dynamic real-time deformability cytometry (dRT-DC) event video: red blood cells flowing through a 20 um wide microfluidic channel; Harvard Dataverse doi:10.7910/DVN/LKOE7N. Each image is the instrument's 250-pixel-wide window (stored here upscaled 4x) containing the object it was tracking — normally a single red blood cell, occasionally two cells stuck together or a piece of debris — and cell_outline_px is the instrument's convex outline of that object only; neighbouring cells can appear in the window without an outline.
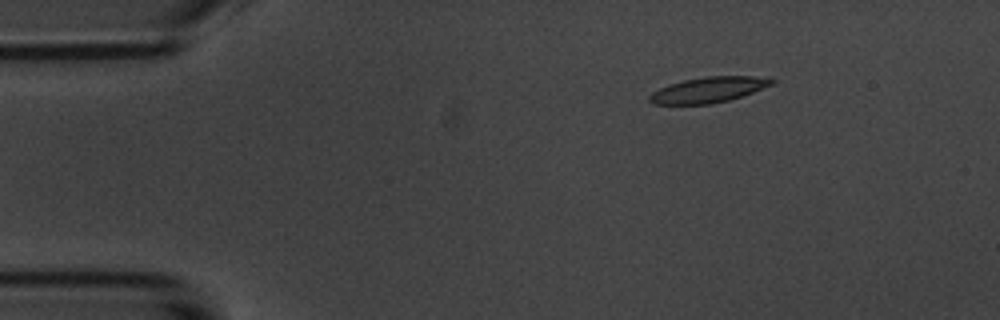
{"species": "common noctule bat (a hibernating species)", "species_latin": "Nyctalus noctula", "temperature_condition": "room temperature", "stored_images_in_passage": 4, "camera_frame_rate_fps": 3000, "um_per_image_px": 0.085, "animal": {"sex": "male", "body_mass_g": 20.1, "forearm_length_mm": 53.5}, "frame": {"image": 1, "passage_image": 2, "time_ms": 1.333, "image_size_px": [1000, 320], "cell_outline_px": [[776, 80], [772, 84], [752, 92], [728, 100], [708, 104], [652, 104], [648, 100], [648, 96], [652, 92], [668, 84], [684, 80], [704, 76], [752, 76]], "centroid_in_image_um": [60.14, 7.63], "position_along_channel_um": 24.9, "area_um2": 17.98}}